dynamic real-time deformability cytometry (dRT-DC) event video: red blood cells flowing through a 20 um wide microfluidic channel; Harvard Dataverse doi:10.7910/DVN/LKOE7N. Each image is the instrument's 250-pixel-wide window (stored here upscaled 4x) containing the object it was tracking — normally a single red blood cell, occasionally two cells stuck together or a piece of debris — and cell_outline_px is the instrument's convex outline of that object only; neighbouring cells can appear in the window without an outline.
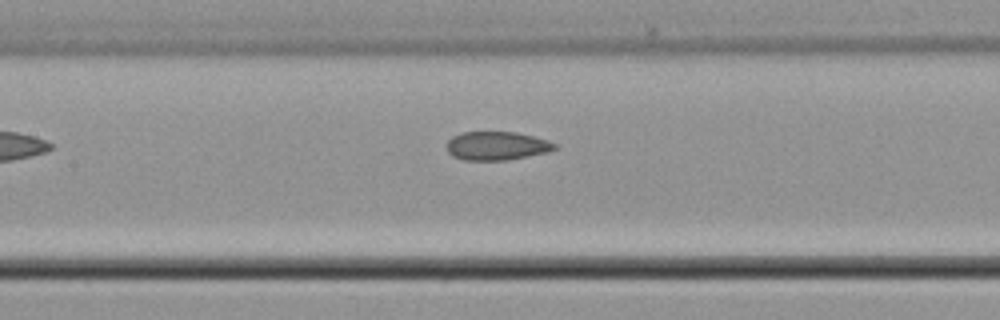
{"species": "common noctule bat (a hibernating species)", "species_latin": "Nyctalus noctula", "temperature_condition": "cold", "stored_images_in_passage": 7, "camera_frame_rate_fps": 3000, "um_per_image_px": 0.085, "animal": {"sex": "male", "body_mass_g": 21.5, "forearm_length_mm": 52.0}, "frame": {"image": 1, "passage_image": 7, "time_ms": 8.333, "image_size_px": [1000, 320], "cell_outline_px": [[556, 148], [548, 152], [508, 160], [464, 160], [452, 156], [448, 152], [448, 140], [452, 136], [460, 132], [516, 132], [548, 140], [556, 144]], "centroid_in_image_um": [42.21, 12.39], "position_along_channel_um": 165.2, "area_um2": 17.98}}